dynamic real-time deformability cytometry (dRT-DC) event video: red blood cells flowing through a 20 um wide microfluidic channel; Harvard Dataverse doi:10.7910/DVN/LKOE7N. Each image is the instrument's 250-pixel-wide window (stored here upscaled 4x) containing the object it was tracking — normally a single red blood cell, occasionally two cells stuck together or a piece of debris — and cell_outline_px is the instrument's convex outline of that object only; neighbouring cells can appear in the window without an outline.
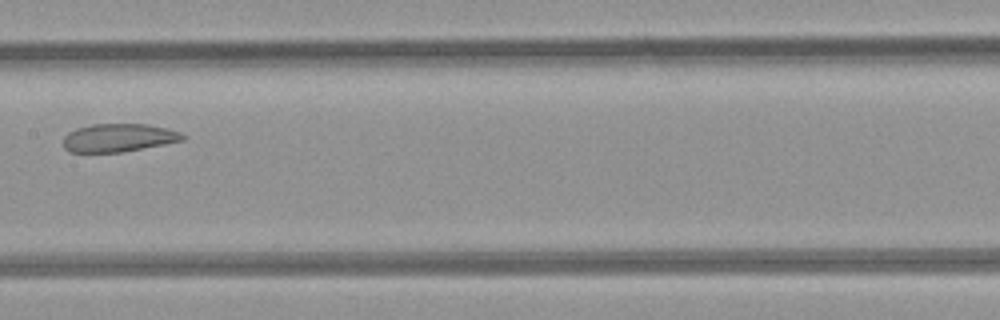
{"species": "common noctule bat (a hibernating species)", "species_latin": "Nyctalus noctula", "temperature_condition": "room temperature", "stored_images_in_passage": 4, "camera_frame_rate_fps": 3000, "um_per_image_px": 0.085, "animal": {"sex": "female", "body_mass_g": 21.9}, "frame": {"image": 1, "passage_image": 4, "time_ms": 3.333, "image_size_px": [1000, 320], "cell_outline_px": [[188, 136], [184, 140], [164, 144], [120, 152], [68, 152], [64, 148], [64, 136], [68, 132], [76, 128], [92, 124], [148, 124], [168, 128], [180, 132]], "centroid_in_image_um": [10.09, 11.7], "position_along_channel_um": 197.3, "area_um2": 19.65}}